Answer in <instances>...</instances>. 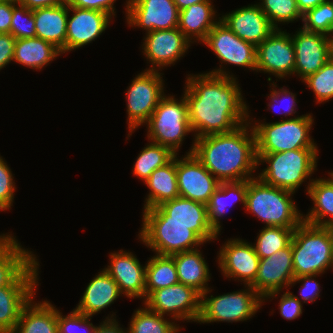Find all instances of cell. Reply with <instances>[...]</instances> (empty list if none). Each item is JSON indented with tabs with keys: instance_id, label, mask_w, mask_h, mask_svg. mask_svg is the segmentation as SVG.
<instances>
[{
	"instance_id": "cell-41",
	"label": "cell",
	"mask_w": 333,
	"mask_h": 333,
	"mask_svg": "<svg viewBox=\"0 0 333 333\" xmlns=\"http://www.w3.org/2000/svg\"><path fill=\"white\" fill-rule=\"evenodd\" d=\"M315 95L316 104L333 99V56L316 72L302 80Z\"/></svg>"
},
{
	"instance_id": "cell-26",
	"label": "cell",
	"mask_w": 333,
	"mask_h": 333,
	"mask_svg": "<svg viewBox=\"0 0 333 333\" xmlns=\"http://www.w3.org/2000/svg\"><path fill=\"white\" fill-rule=\"evenodd\" d=\"M122 293L118 284L103 269L88 283L81 299L74 308L77 312L93 317L103 309L111 306Z\"/></svg>"
},
{
	"instance_id": "cell-15",
	"label": "cell",
	"mask_w": 333,
	"mask_h": 333,
	"mask_svg": "<svg viewBox=\"0 0 333 333\" xmlns=\"http://www.w3.org/2000/svg\"><path fill=\"white\" fill-rule=\"evenodd\" d=\"M142 53L151 67L145 70L162 71L185 56L192 42L178 29L154 30L145 33Z\"/></svg>"
},
{
	"instance_id": "cell-18",
	"label": "cell",
	"mask_w": 333,
	"mask_h": 333,
	"mask_svg": "<svg viewBox=\"0 0 333 333\" xmlns=\"http://www.w3.org/2000/svg\"><path fill=\"white\" fill-rule=\"evenodd\" d=\"M126 22L146 33L178 27L179 9L173 0H126Z\"/></svg>"
},
{
	"instance_id": "cell-32",
	"label": "cell",
	"mask_w": 333,
	"mask_h": 333,
	"mask_svg": "<svg viewBox=\"0 0 333 333\" xmlns=\"http://www.w3.org/2000/svg\"><path fill=\"white\" fill-rule=\"evenodd\" d=\"M145 184L149 188V193L145 198L143 210L152 209L179 197L176 155L169 163L153 171Z\"/></svg>"
},
{
	"instance_id": "cell-1",
	"label": "cell",
	"mask_w": 333,
	"mask_h": 333,
	"mask_svg": "<svg viewBox=\"0 0 333 333\" xmlns=\"http://www.w3.org/2000/svg\"><path fill=\"white\" fill-rule=\"evenodd\" d=\"M236 79L205 72L186 77L183 95L193 139L227 133L248 122L249 106Z\"/></svg>"
},
{
	"instance_id": "cell-4",
	"label": "cell",
	"mask_w": 333,
	"mask_h": 333,
	"mask_svg": "<svg viewBox=\"0 0 333 333\" xmlns=\"http://www.w3.org/2000/svg\"><path fill=\"white\" fill-rule=\"evenodd\" d=\"M318 149H294L291 151L257 154L258 166L268 164L258 178L264 183L296 193L308 179L306 190L314 180L312 175L317 170Z\"/></svg>"
},
{
	"instance_id": "cell-3",
	"label": "cell",
	"mask_w": 333,
	"mask_h": 333,
	"mask_svg": "<svg viewBox=\"0 0 333 333\" xmlns=\"http://www.w3.org/2000/svg\"><path fill=\"white\" fill-rule=\"evenodd\" d=\"M293 192L264 183L258 177L248 180L245 211L254 214L266 227L296 228L303 222Z\"/></svg>"
},
{
	"instance_id": "cell-2",
	"label": "cell",
	"mask_w": 333,
	"mask_h": 333,
	"mask_svg": "<svg viewBox=\"0 0 333 333\" xmlns=\"http://www.w3.org/2000/svg\"><path fill=\"white\" fill-rule=\"evenodd\" d=\"M193 141L186 154L193 153L220 183L256 177V140L249 121L233 131L199 137Z\"/></svg>"
},
{
	"instance_id": "cell-17",
	"label": "cell",
	"mask_w": 333,
	"mask_h": 333,
	"mask_svg": "<svg viewBox=\"0 0 333 333\" xmlns=\"http://www.w3.org/2000/svg\"><path fill=\"white\" fill-rule=\"evenodd\" d=\"M37 261L14 285L0 287V333H11L39 284Z\"/></svg>"
},
{
	"instance_id": "cell-24",
	"label": "cell",
	"mask_w": 333,
	"mask_h": 333,
	"mask_svg": "<svg viewBox=\"0 0 333 333\" xmlns=\"http://www.w3.org/2000/svg\"><path fill=\"white\" fill-rule=\"evenodd\" d=\"M220 18L239 38L255 46L261 44L276 29L258 3L237 8Z\"/></svg>"
},
{
	"instance_id": "cell-37",
	"label": "cell",
	"mask_w": 333,
	"mask_h": 333,
	"mask_svg": "<svg viewBox=\"0 0 333 333\" xmlns=\"http://www.w3.org/2000/svg\"><path fill=\"white\" fill-rule=\"evenodd\" d=\"M175 155L170 148L149 141L133 164V175L145 183L153 171L169 163Z\"/></svg>"
},
{
	"instance_id": "cell-6",
	"label": "cell",
	"mask_w": 333,
	"mask_h": 333,
	"mask_svg": "<svg viewBox=\"0 0 333 333\" xmlns=\"http://www.w3.org/2000/svg\"><path fill=\"white\" fill-rule=\"evenodd\" d=\"M291 248L294 276L322 275L333 269V242L327 227L302 222L294 229Z\"/></svg>"
},
{
	"instance_id": "cell-19",
	"label": "cell",
	"mask_w": 333,
	"mask_h": 333,
	"mask_svg": "<svg viewBox=\"0 0 333 333\" xmlns=\"http://www.w3.org/2000/svg\"><path fill=\"white\" fill-rule=\"evenodd\" d=\"M222 275L234 281L251 285L257 275L260 258L253 244L240 238L228 239L217 254Z\"/></svg>"
},
{
	"instance_id": "cell-8",
	"label": "cell",
	"mask_w": 333,
	"mask_h": 333,
	"mask_svg": "<svg viewBox=\"0 0 333 333\" xmlns=\"http://www.w3.org/2000/svg\"><path fill=\"white\" fill-rule=\"evenodd\" d=\"M246 289L208 296L212 289L201 295V312L197 323L243 322L252 318L262 307L263 298L250 286Z\"/></svg>"
},
{
	"instance_id": "cell-46",
	"label": "cell",
	"mask_w": 333,
	"mask_h": 333,
	"mask_svg": "<svg viewBox=\"0 0 333 333\" xmlns=\"http://www.w3.org/2000/svg\"><path fill=\"white\" fill-rule=\"evenodd\" d=\"M317 276L319 275H301L295 277L291 282L290 287H294L296 283L300 284V282H302L298 291L300 294V297L298 299L300 300L301 298V302L313 303L320 296L321 287L320 284L316 281Z\"/></svg>"
},
{
	"instance_id": "cell-11",
	"label": "cell",
	"mask_w": 333,
	"mask_h": 333,
	"mask_svg": "<svg viewBox=\"0 0 333 333\" xmlns=\"http://www.w3.org/2000/svg\"><path fill=\"white\" fill-rule=\"evenodd\" d=\"M142 221H167L189 226L205 243L218 239L208 220L207 205L190 199L177 197L160 206L143 210Z\"/></svg>"
},
{
	"instance_id": "cell-44",
	"label": "cell",
	"mask_w": 333,
	"mask_h": 333,
	"mask_svg": "<svg viewBox=\"0 0 333 333\" xmlns=\"http://www.w3.org/2000/svg\"><path fill=\"white\" fill-rule=\"evenodd\" d=\"M0 155V211L11 210L16 192L13 173L6 160Z\"/></svg>"
},
{
	"instance_id": "cell-23",
	"label": "cell",
	"mask_w": 333,
	"mask_h": 333,
	"mask_svg": "<svg viewBox=\"0 0 333 333\" xmlns=\"http://www.w3.org/2000/svg\"><path fill=\"white\" fill-rule=\"evenodd\" d=\"M109 260V265L104 270L118 284L123 296L145 299L146 263L143 266L133 252L122 249L110 252Z\"/></svg>"
},
{
	"instance_id": "cell-13",
	"label": "cell",
	"mask_w": 333,
	"mask_h": 333,
	"mask_svg": "<svg viewBox=\"0 0 333 333\" xmlns=\"http://www.w3.org/2000/svg\"><path fill=\"white\" fill-rule=\"evenodd\" d=\"M142 302L160 315L171 316L176 323L197 322L201 312V294L182 283L152 291Z\"/></svg>"
},
{
	"instance_id": "cell-48",
	"label": "cell",
	"mask_w": 333,
	"mask_h": 333,
	"mask_svg": "<svg viewBox=\"0 0 333 333\" xmlns=\"http://www.w3.org/2000/svg\"><path fill=\"white\" fill-rule=\"evenodd\" d=\"M116 0H68V4L73 7L90 9L96 11H102L111 15L116 16V9L114 3Z\"/></svg>"
},
{
	"instance_id": "cell-40",
	"label": "cell",
	"mask_w": 333,
	"mask_h": 333,
	"mask_svg": "<svg viewBox=\"0 0 333 333\" xmlns=\"http://www.w3.org/2000/svg\"><path fill=\"white\" fill-rule=\"evenodd\" d=\"M303 29L333 37V2L327 0L303 14Z\"/></svg>"
},
{
	"instance_id": "cell-25",
	"label": "cell",
	"mask_w": 333,
	"mask_h": 333,
	"mask_svg": "<svg viewBox=\"0 0 333 333\" xmlns=\"http://www.w3.org/2000/svg\"><path fill=\"white\" fill-rule=\"evenodd\" d=\"M9 233L0 234V287L14 285L38 261Z\"/></svg>"
},
{
	"instance_id": "cell-29",
	"label": "cell",
	"mask_w": 333,
	"mask_h": 333,
	"mask_svg": "<svg viewBox=\"0 0 333 333\" xmlns=\"http://www.w3.org/2000/svg\"><path fill=\"white\" fill-rule=\"evenodd\" d=\"M34 300L35 297L23 308L11 333H58L56 306L47 300Z\"/></svg>"
},
{
	"instance_id": "cell-35",
	"label": "cell",
	"mask_w": 333,
	"mask_h": 333,
	"mask_svg": "<svg viewBox=\"0 0 333 333\" xmlns=\"http://www.w3.org/2000/svg\"><path fill=\"white\" fill-rule=\"evenodd\" d=\"M178 283L177 270L172 256L155 254L147 260L145 298L152 291Z\"/></svg>"
},
{
	"instance_id": "cell-7",
	"label": "cell",
	"mask_w": 333,
	"mask_h": 333,
	"mask_svg": "<svg viewBox=\"0 0 333 333\" xmlns=\"http://www.w3.org/2000/svg\"><path fill=\"white\" fill-rule=\"evenodd\" d=\"M174 97L165 94L145 124L148 141L166 146L179 155V148L192 130L184 95L179 100Z\"/></svg>"
},
{
	"instance_id": "cell-31",
	"label": "cell",
	"mask_w": 333,
	"mask_h": 333,
	"mask_svg": "<svg viewBox=\"0 0 333 333\" xmlns=\"http://www.w3.org/2000/svg\"><path fill=\"white\" fill-rule=\"evenodd\" d=\"M328 175L327 179H314L306 193L314 205L303 214V221L308 224L322 227L333 224V174L328 172Z\"/></svg>"
},
{
	"instance_id": "cell-54",
	"label": "cell",
	"mask_w": 333,
	"mask_h": 333,
	"mask_svg": "<svg viewBox=\"0 0 333 333\" xmlns=\"http://www.w3.org/2000/svg\"><path fill=\"white\" fill-rule=\"evenodd\" d=\"M173 1L175 2V5L179 9V11H182L193 4H198L207 0H173Z\"/></svg>"
},
{
	"instance_id": "cell-28",
	"label": "cell",
	"mask_w": 333,
	"mask_h": 333,
	"mask_svg": "<svg viewBox=\"0 0 333 333\" xmlns=\"http://www.w3.org/2000/svg\"><path fill=\"white\" fill-rule=\"evenodd\" d=\"M213 1V0H212ZM211 0L193 4L179 12L178 29L192 42H201L220 21ZM195 38V39H194Z\"/></svg>"
},
{
	"instance_id": "cell-38",
	"label": "cell",
	"mask_w": 333,
	"mask_h": 333,
	"mask_svg": "<svg viewBox=\"0 0 333 333\" xmlns=\"http://www.w3.org/2000/svg\"><path fill=\"white\" fill-rule=\"evenodd\" d=\"M295 228L264 226L259 231L253 244L259 258L270 257L275 252L287 247L292 240Z\"/></svg>"
},
{
	"instance_id": "cell-39",
	"label": "cell",
	"mask_w": 333,
	"mask_h": 333,
	"mask_svg": "<svg viewBox=\"0 0 333 333\" xmlns=\"http://www.w3.org/2000/svg\"><path fill=\"white\" fill-rule=\"evenodd\" d=\"M258 5L276 29H280L278 24H289L303 19L296 0H260Z\"/></svg>"
},
{
	"instance_id": "cell-50",
	"label": "cell",
	"mask_w": 333,
	"mask_h": 333,
	"mask_svg": "<svg viewBox=\"0 0 333 333\" xmlns=\"http://www.w3.org/2000/svg\"><path fill=\"white\" fill-rule=\"evenodd\" d=\"M13 0H0V33H10Z\"/></svg>"
},
{
	"instance_id": "cell-21",
	"label": "cell",
	"mask_w": 333,
	"mask_h": 333,
	"mask_svg": "<svg viewBox=\"0 0 333 333\" xmlns=\"http://www.w3.org/2000/svg\"><path fill=\"white\" fill-rule=\"evenodd\" d=\"M176 154L179 197L207 205L220 182L201 164L193 153ZM182 158V159H181Z\"/></svg>"
},
{
	"instance_id": "cell-9",
	"label": "cell",
	"mask_w": 333,
	"mask_h": 333,
	"mask_svg": "<svg viewBox=\"0 0 333 333\" xmlns=\"http://www.w3.org/2000/svg\"><path fill=\"white\" fill-rule=\"evenodd\" d=\"M163 74L144 70L133 78L126 93L128 139L139 126L145 125L165 95Z\"/></svg>"
},
{
	"instance_id": "cell-52",
	"label": "cell",
	"mask_w": 333,
	"mask_h": 333,
	"mask_svg": "<svg viewBox=\"0 0 333 333\" xmlns=\"http://www.w3.org/2000/svg\"><path fill=\"white\" fill-rule=\"evenodd\" d=\"M16 2L33 10L43 7L60 6L68 3V0H16Z\"/></svg>"
},
{
	"instance_id": "cell-34",
	"label": "cell",
	"mask_w": 333,
	"mask_h": 333,
	"mask_svg": "<svg viewBox=\"0 0 333 333\" xmlns=\"http://www.w3.org/2000/svg\"><path fill=\"white\" fill-rule=\"evenodd\" d=\"M60 54L57 47L38 37L17 39L12 62L37 71L56 60Z\"/></svg>"
},
{
	"instance_id": "cell-33",
	"label": "cell",
	"mask_w": 333,
	"mask_h": 333,
	"mask_svg": "<svg viewBox=\"0 0 333 333\" xmlns=\"http://www.w3.org/2000/svg\"><path fill=\"white\" fill-rule=\"evenodd\" d=\"M248 180L221 182L207 203L208 220L213 229L220 234L222 217L234 202H241L245 207Z\"/></svg>"
},
{
	"instance_id": "cell-49",
	"label": "cell",
	"mask_w": 333,
	"mask_h": 333,
	"mask_svg": "<svg viewBox=\"0 0 333 333\" xmlns=\"http://www.w3.org/2000/svg\"><path fill=\"white\" fill-rule=\"evenodd\" d=\"M16 39L10 33H0V70L12 63Z\"/></svg>"
},
{
	"instance_id": "cell-51",
	"label": "cell",
	"mask_w": 333,
	"mask_h": 333,
	"mask_svg": "<svg viewBox=\"0 0 333 333\" xmlns=\"http://www.w3.org/2000/svg\"><path fill=\"white\" fill-rule=\"evenodd\" d=\"M110 315H108L100 325L96 326L95 333H127V329L121 327L120 323H118L116 313Z\"/></svg>"
},
{
	"instance_id": "cell-12",
	"label": "cell",
	"mask_w": 333,
	"mask_h": 333,
	"mask_svg": "<svg viewBox=\"0 0 333 333\" xmlns=\"http://www.w3.org/2000/svg\"><path fill=\"white\" fill-rule=\"evenodd\" d=\"M141 226L138 239L155 254L171 256L198 249L205 243L186 224L142 221Z\"/></svg>"
},
{
	"instance_id": "cell-55",
	"label": "cell",
	"mask_w": 333,
	"mask_h": 333,
	"mask_svg": "<svg viewBox=\"0 0 333 333\" xmlns=\"http://www.w3.org/2000/svg\"><path fill=\"white\" fill-rule=\"evenodd\" d=\"M329 232H330V235H331V238H332V242H333V224L327 226Z\"/></svg>"
},
{
	"instance_id": "cell-22",
	"label": "cell",
	"mask_w": 333,
	"mask_h": 333,
	"mask_svg": "<svg viewBox=\"0 0 333 333\" xmlns=\"http://www.w3.org/2000/svg\"><path fill=\"white\" fill-rule=\"evenodd\" d=\"M112 19L111 15L102 11L77 8L68 4L65 53L95 41L110 26Z\"/></svg>"
},
{
	"instance_id": "cell-30",
	"label": "cell",
	"mask_w": 333,
	"mask_h": 333,
	"mask_svg": "<svg viewBox=\"0 0 333 333\" xmlns=\"http://www.w3.org/2000/svg\"><path fill=\"white\" fill-rule=\"evenodd\" d=\"M171 256L174 258L179 283L194 288L201 295L210 289L208 282L211 273L199 248Z\"/></svg>"
},
{
	"instance_id": "cell-10",
	"label": "cell",
	"mask_w": 333,
	"mask_h": 333,
	"mask_svg": "<svg viewBox=\"0 0 333 333\" xmlns=\"http://www.w3.org/2000/svg\"><path fill=\"white\" fill-rule=\"evenodd\" d=\"M201 43L211 49L221 62L218 68L207 73L235 78V75L225 69V64L256 72V46L239 38L222 20L209 31Z\"/></svg>"
},
{
	"instance_id": "cell-36",
	"label": "cell",
	"mask_w": 333,
	"mask_h": 333,
	"mask_svg": "<svg viewBox=\"0 0 333 333\" xmlns=\"http://www.w3.org/2000/svg\"><path fill=\"white\" fill-rule=\"evenodd\" d=\"M142 307L134 311L127 333H179V330L183 328L167 316L165 318V316L148 309L145 305Z\"/></svg>"
},
{
	"instance_id": "cell-14",
	"label": "cell",
	"mask_w": 333,
	"mask_h": 333,
	"mask_svg": "<svg viewBox=\"0 0 333 333\" xmlns=\"http://www.w3.org/2000/svg\"><path fill=\"white\" fill-rule=\"evenodd\" d=\"M295 278L291 243L270 257L260 258L255 281L250 285L262 298L263 303L274 299L290 288ZM266 300V301H265Z\"/></svg>"
},
{
	"instance_id": "cell-53",
	"label": "cell",
	"mask_w": 333,
	"mask_h": 333,
	"mask_svg": "<svg viewBox=\"0 0 333 333\" xmlns=\"http://www.w3.org/2000/svg\"><path fill=\"white\" fill-rule=\"evenodd\" d=\"M327 0H296L298 10L303 15L308 10L315 8L322 2H325Z\"/></svg>"
},
{
	"instance_id": "cell-5",
	"label": "cell",
	"mask_w": 333,
	"mask_h": 333,
	"mask_svg": "<svg viewBox=\"0 0 333 333\" xmlns=\"http://www.w3.org/2000/svg\"><path fill=\"white\" fill-rule=\"evenodd\" d=\"M312 116L311 113H308L271 123L262 122L261 120L259 123L257 120L250 118L249 113L248 121L255 134L257 154L277 153L294 149H318L314 139L310 136V130L314 123V117Z\"/></svg>"
},
{
	"instance_id": "cell-43",
	"label": "cell",
	"mask_w": 333,
	"mask_h": 333,
	"mask_svg": "<svg viewBox=\"0 0 333 333\" xmlns=\"http://www.w3.org/2000/svg\"><path fill=\"white\" fill-rule=\"evenodd\" d=\"M62 314L57 310L58 333H95L96 326L91 323V317L74 309L66 316Z\"/></svg>"
},
{
	"instance_id": "cell-20",
	"label": "cell",
	"mask_w": 333,
	"mask_h": 333,
	"mask_svg": "<svg viewBox=\"0 0 333 333\" xmlns=\"http://www.w3.org/2000/svg\"><path fill=\"white\" fill-rule=\"evenodd\" d=\"M295 51L294 76L304 80L316 73L332 56V38L302 27L291 35Z\"/></svg>"
},
{
	"instance_id": "cell-27",
	"label": "cell",
	"mask_w": 333,
	"mask_h": 333,
	"mask_svg": "<svg viewBox=\"0 0 333 333\" xmlns=\"http://www.w3.org/2000/svg\"><path fill=\"white\" fill-rule=\"evenodd\" d=\"M36 37L43 39L65 54L68 3L33 9Z\"/></svg>"
},
{
	"instance_id": "cell-42",
	"label": "cell",
	"mask_w": 333,
	"mask_h": 333,
	"mask_svg": "<svg viewBox=\"0 0 333 333\" xmlns=\"http://www.w3.org/2000/svg\"><path fill=\"white\" fill-rule=\"evenodd\" d=\"M10 34H12L16 40L36 37L33 10L18 4L16 0H13Z\"/></svg>"
},
{
	"instance_id": "cell-16",
	"label": "cell",
	"mask_w": 333,
	"mask_h": 333,
	"mask_svg": "<svg viewBox=\"0 0 333 333\" xmlns=\"http://www.w3.org/2000/svg\"><path fill=\"white\" fill-rule=\"evenodd\" d=\"M295 51L292 37L286 30L275 29L261 44L256 46V72L269 73L284 79L294 75Z\"/></svg>"
},
{
	"instance_id": "cell-45",
	"label": "cell",
	"mask_w": 333,
	"mask_h": 333,
	"mask_svg": "<svg viewBox=\"0 0 333 333\" xmlns=\"http://www.w3.org/2000/svg\"><path fill=\"white\" fill-rule=\"evenodd\" d=\"M269 85H270V94L268 95V99L270 100V102L267 105L268 106L267 110H270V108L271 109L273 108L272 110L276 111L275 107L278 106L279 104H283V102L285 101L284 104L287 102L288 103L286 105H284L285 107L282 108V110L284 109L283 112H279V114H281V115L284 114L285 117H287L286 119H288V116H294L293 114L297 113L296 105H295L297 103L296 94L290 92L289 89L284 88V87H281L280 89H276L277 84L274 81L272 83H269Z\"/></svg>"
},
{
	"instance_id": "cell-47",
	"label": "cell",
	"mask_w": 333,
	"mask_h": 333,
	"mask_svg": "<svg viewBox=\"0 0 333 333\" xmlns=\"http://www.w3.org/2000/svg\"><path fill=\"white\" fill-rule=\"evenodd\" d=\"M278 304L280 315L286 320L291 321L302 315L303 303L298 299V296L294 295L288 289L281 294Z\"/></svg>"
}]
</instances>
